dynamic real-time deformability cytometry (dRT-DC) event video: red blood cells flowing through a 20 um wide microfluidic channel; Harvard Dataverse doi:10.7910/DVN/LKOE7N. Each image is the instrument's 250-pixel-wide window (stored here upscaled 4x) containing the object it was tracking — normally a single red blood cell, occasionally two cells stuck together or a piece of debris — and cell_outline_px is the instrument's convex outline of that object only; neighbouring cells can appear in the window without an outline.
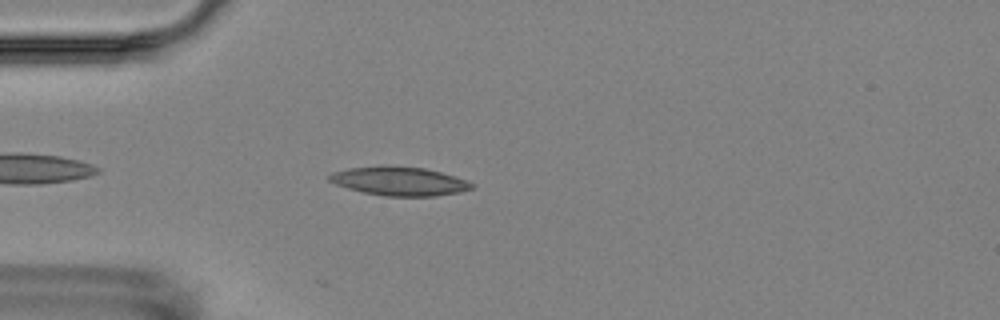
{"species": "Egyptian fruit bat (a non-hibernating species)", "species_latin": "Rousettus aegyptiacus", "temperature_condition": "room temperature", "stored_images_in_passage": 5, "camera_frame_rate_fps": 3000, "um_per_image_px": 0.085, "animal": {"sex": "female"}, "frame": {"image": 1, "passage_image": 5, "time_ms": 4.667, "image_size_px": [1000, 320], "cell_outline_px": [[476, 184], [472, 188], [460, 192], [436, 196], [384, 196], [364, 192], [348, 188], [336, 184], [328, 180], [328, 176], [332, 172], [348, 168], [424, 168], [456, 176], [468, 180]], "centroid_in_image_um": [34.01, 15.44], "position_along_channel_um": 51.0, "area_um2": 23.12}}